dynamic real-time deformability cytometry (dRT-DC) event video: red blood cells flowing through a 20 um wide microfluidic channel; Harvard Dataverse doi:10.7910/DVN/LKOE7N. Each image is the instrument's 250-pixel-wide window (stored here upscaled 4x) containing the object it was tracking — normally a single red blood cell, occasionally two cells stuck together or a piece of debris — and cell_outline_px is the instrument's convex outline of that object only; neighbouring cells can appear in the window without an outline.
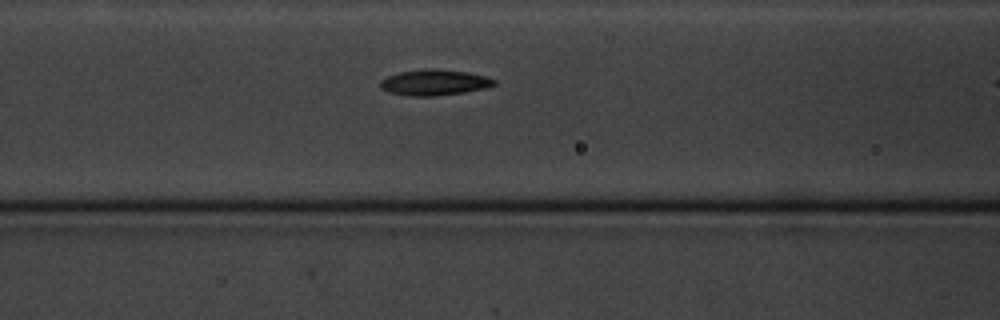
{"species": "common noctule bat (a hibernating species)", "species_latin": "Nyctalus noctula", "temperature_condition": "cold", "stored_images_in_passage": 6, "segment_of_instrument_passage": [1, 2], "camera_frame_rate_fps": 3000, "um_per_image_px": 0.085, "animal": {"sex": "male", "body_mass_g": 20.1, "forearm_length_mm": 53.5}, "frame": {"image": 1, "passage_image": 5, "time_ms": 5.333, "image_size_px": [1000, 320], "cell_outline_px": [[496, 84], [488, 88], [464, 92], [436, 96], [408, 96], [388, 92], [380, 88], [380, 80], [388, 76], [400, 72], [424, 68], [436, 68], [468, 72], [484, 76], [496, 80]], "centroid_in_image_um": [36.92, 7.01], "position_along_channel_um": 129.7, "area_um2": 17.34}}